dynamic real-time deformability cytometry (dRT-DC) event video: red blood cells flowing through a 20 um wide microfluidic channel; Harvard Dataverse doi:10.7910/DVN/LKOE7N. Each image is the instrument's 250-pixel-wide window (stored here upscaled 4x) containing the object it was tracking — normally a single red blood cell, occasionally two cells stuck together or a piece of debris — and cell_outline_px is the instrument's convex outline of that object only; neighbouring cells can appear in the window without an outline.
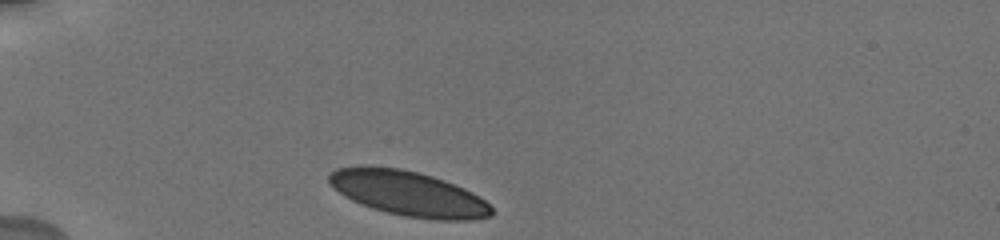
{"species": "human", "species_latin": "Homo sapiens", "temperature_condition": "cold", "stored_images_in_passage": 20, "camera_frame_rate_fps": 3000, "um_per_image_px": 0.085, "donor": {"sex": "male"}, "frame": {"image": 1, "passage_image": 1, "time_ms": 0.0, "image_size_px": [1000, 240], "cell_outline_px": [[492, 216], [472, 220], [436, 220], [404, 216], [372, 208], [360, 204], [344, 196], [328, 180], [328, 176], [336, 168], [364, 164], [368, 164], [400, 168], [420, 172], [444, 180], [464, 188], [472, 192], [484, 200], [492, 208]], "centroid_in_image_um": [34.7, 16.42], "position_along_channel_um": 50.3, "area_um2": 42.77}}
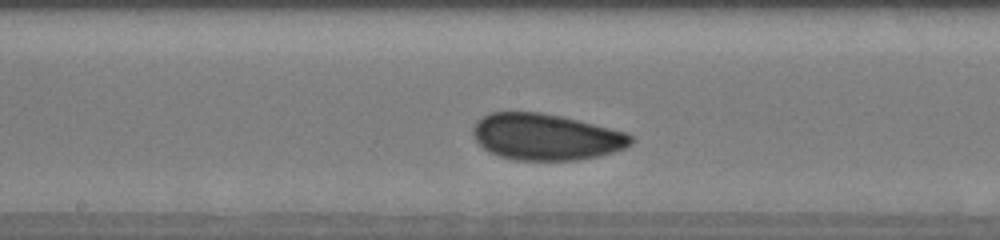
{"frame": {"image": 2, "passage_image": 10, "time_ms": 5.0, "image_size_px": [1000, 240], "cell_outline_px": [[632, 144], [624, 148], [600, 156], [576, 160], [516, 160], [500, 156], [488, 152], [476, 140], [472, 132], [472, 128], [476, 120], [480, 116], [488, 112], [540, 112], [560, 116], [628, 132], [632, 136]], "centroid_in_image_um": [46.38, 11.63], "position_along_channel_um": 201.8, "area_um2": 42.83}}
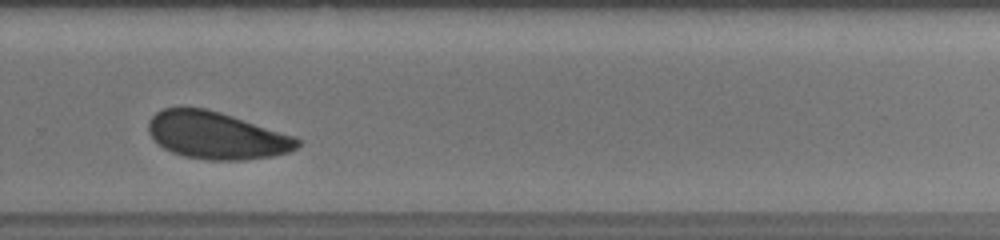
{"frame": {"image": 3, "passage_image": 15, "time_ms": 8.0, "image_size_px": [1000, 240], "cell_outline_px": [[300, 144], [296, 148], [288, 152], [272, 156], [244, 160], [204, 160], [184, 156], [172, 152], [164, 148], [152, 140], [148, 132], [148, 120], [156, 112], [164, 108], [180, 104], [208, 108], [296, 136], [300, 140]], "centroid_in_image_um": [18.34, 11.48], "position_along_channel_um": 311.5, "area_um2": 41.85}, "authors_computed_cell_mechanics": {"area_um2": 42.5986, "velocity_mm_per_s": 3.6624, "shape_relaxation_time_tau1_ms": 3.373, "shape_relaxation_time_tau2_ms": 2.5787, "deformation_change_tau1": 0.0633, "deformation_change_tau2": 0.032}}